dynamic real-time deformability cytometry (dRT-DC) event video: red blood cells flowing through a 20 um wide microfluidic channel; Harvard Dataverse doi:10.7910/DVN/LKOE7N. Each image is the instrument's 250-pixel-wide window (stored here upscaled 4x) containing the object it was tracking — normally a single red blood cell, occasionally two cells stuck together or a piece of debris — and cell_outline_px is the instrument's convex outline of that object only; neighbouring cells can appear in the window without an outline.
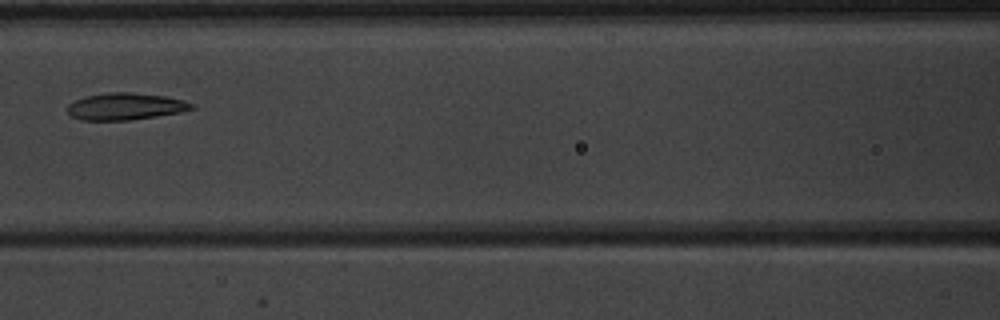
{"species": "common noctule bat (a hibernating species)", "species_latin": "Nyctalus noctula", "temperature_condition": "warm", "stored_images_in_passage": 5, "camera_frame_rate_fps": 3000, "um_per_image_px": 0.085, "animal": {"sex": "male", "body_mass_g": 20.1, "forearm_length_mm": 53.5}, "frame": {"image": 1, "passage_image": 5, "time_ms": 4.667, "image_size_px": [1000, 320], "cell_outline_px": [[196, 108], [180, 112], [156, 116], [128, 120], [80, 120], [72, 116], [68, 112], [68, 104], [84, 96], [108, 92], [132, 92], [164, 96], [184, 100], [196, 104]], "centroid_in_image_um": [10.68, 9.04], "position_along_channel_um": 155.9, "area_um2": 19.54}}